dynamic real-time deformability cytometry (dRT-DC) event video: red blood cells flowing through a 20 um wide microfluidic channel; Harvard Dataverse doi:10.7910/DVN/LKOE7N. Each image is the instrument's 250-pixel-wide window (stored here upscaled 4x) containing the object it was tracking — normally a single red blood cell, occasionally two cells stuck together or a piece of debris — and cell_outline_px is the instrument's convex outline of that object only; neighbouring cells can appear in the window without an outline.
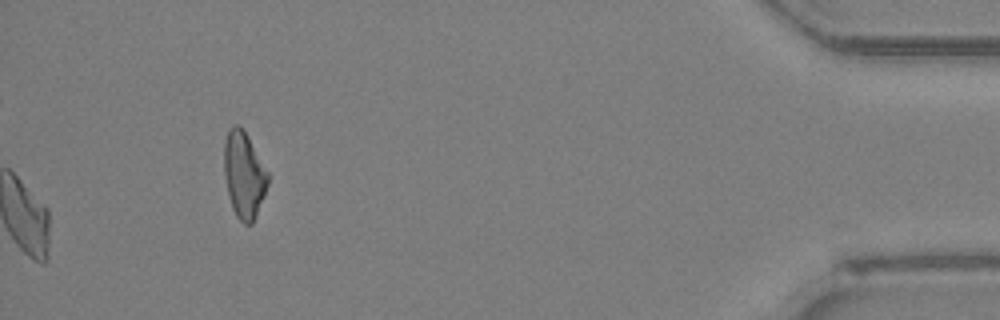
{"species": "Egyptian fruit bat (a non-hibernating species)", "species_latin": "Rousettus aegyptiacus", "temperature_condition": "room temperature", "stored_images_in_passage": 51, "camera_frame_rate_fps": 3000, "um_per_image_px": 0.085, "animal": {"sex": "female"}, "frame": {"image": 1, "passage_image": 51, "time_ms": 16.667, "image_size_px": [1000, 320], "cell_outline_px": [[268, 184], [264, 196], [256, 216], [252, 224], [244, 224], [236, 216], [232, 208], [224, 176], [224, 140], [228, 128], [236, 124], [248, 136], [268, 172]], "centroid_in_image_um": [20.73, 14.87], "position_along_channel_um": 414.5, "area_um2": 21.96}}